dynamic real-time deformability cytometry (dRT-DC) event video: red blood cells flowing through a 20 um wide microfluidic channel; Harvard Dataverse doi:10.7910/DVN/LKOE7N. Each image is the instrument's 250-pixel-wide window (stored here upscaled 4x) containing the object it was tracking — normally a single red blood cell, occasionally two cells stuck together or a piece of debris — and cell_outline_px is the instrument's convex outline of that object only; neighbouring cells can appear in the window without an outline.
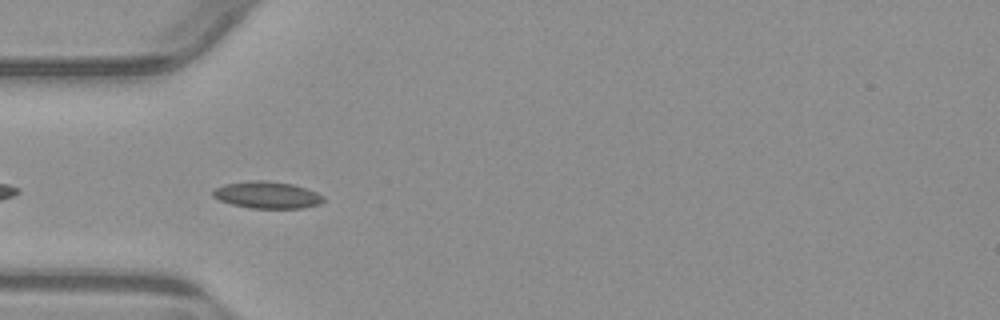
{"species": "common noctule bat (a hibernating species)", "species_latin": "Nyctalus noctula", "temperature_condition": "warm", "stored_images_in_passage": 40, "camera_frame_rate_fps": 3000, "um_per_image_px": 0.085, "animal": {"sex": "male", "body_mass_g": 23.1, "forearm_length_mm": 52.7}, "frame": {"image": 1, "passage_image": 3, "time_ms": 0.667, "image_size_px": [1000, 320], "cell_outline_px": [[324, 200], [320, 204], [304, 208], [252, 208], [232, 204], [220, 200], [212, 196], [212, 192], [216, 188], [224, 184], [252, 180], [264, 180], [292, 184], [316, 192], [324, 196]], "centroid_in_image_um": [22.71, 16.57], "position_along_channel_um": 62.3, "area_um2": 17.22}}
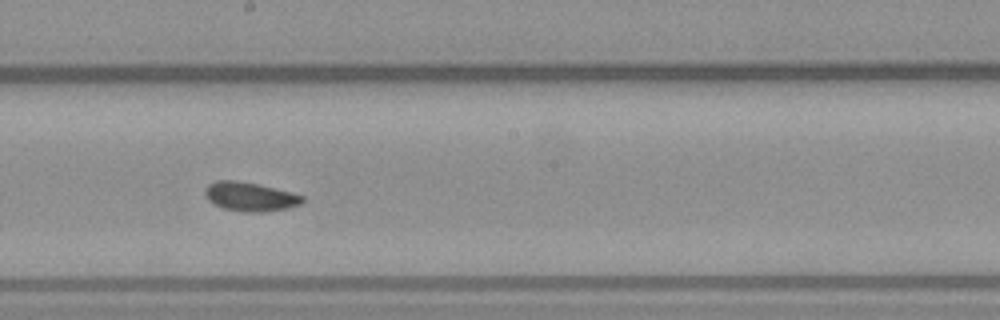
{"frame": {"image": 2, "passage_image": 16, "time_ms": 5.0, "image_size_px": [1000, 320], "cell_outline_px": [[304, 200], [300, 204], [284, 208], [260, 212], [244, 212], [224, 208], [208, 200], [204, 192], [208, 184], [216, 180], [236, 180], [256, 184], [292, 192], [304, 196]], "centroid_in_image_um": [21.24, 16.7], "position_along_channel_um": 227.0, "area_um2": 16.18}}
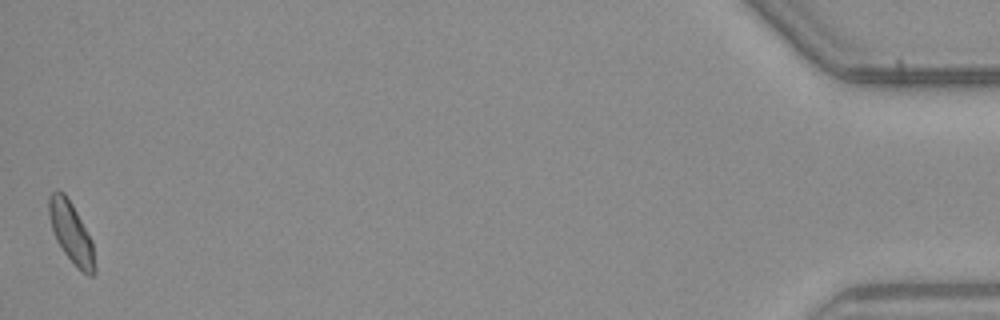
{"frame": {"image": 3, "passage_image": 40, "time_ms": 13.0, "image_size_px": [1000, 320], "cell_outline_px": [[96, 272], [92, 276], [88, 276], [64, 252], [56, 240], [48, 216], [48, 196], [56, 188], [64, 192], [72, 204], [92, 240], [96, 268]], "centroid_in_image_um": [6.04, 19.72], "position_along_channel_um": 429.2, "area_um2": 16.13}, "authors_computed_cell_mechanics": {"area_um2": 15.8661, "velocity_mm_per_s": 3.8115, "shape_relaxation_time_tau1_ms": 3.6878, "shape_relaxation_time_tau2_ms": 4.127, "deformation_change_tau1": 0.0876, "deformation_change_tau2": 0.0867}}